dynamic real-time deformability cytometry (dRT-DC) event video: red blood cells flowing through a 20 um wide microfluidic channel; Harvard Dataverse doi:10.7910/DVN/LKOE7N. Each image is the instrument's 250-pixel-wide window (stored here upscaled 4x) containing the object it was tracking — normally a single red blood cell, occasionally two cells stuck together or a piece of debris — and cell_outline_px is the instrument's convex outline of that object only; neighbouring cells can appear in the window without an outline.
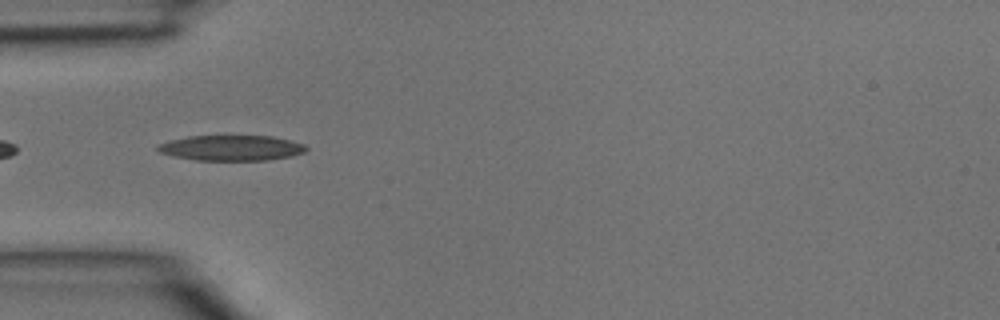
{"species": "common noctule bat (a hibernating species)", "species_latin": "Nyctalus noctula", "temperature_condition": "room temperature", "stored_images_in_passage": 1, "camera_frame_rate_fps": 3000, "um_per_image_px": 0.085, "animal": {"sex": "male", "body_mass_g": 15.6}, "frame": {"image": 1, "passage_image": 1, "time_ms": 0.0, "image_size_px": [1000, 320], "cell_outline_px": [[308, 148], [304, 152], [292, 156], [268, 160], [196, 160], [176, 156], [160, 152], [156, 148], [156, 144], [168, 140], [188, 136], [272, 136], [304, 144]], "centroid_in_image_um": [19.65, 12.57], "position_along_channel_um": 65.4, "area_um2": 21.91}}